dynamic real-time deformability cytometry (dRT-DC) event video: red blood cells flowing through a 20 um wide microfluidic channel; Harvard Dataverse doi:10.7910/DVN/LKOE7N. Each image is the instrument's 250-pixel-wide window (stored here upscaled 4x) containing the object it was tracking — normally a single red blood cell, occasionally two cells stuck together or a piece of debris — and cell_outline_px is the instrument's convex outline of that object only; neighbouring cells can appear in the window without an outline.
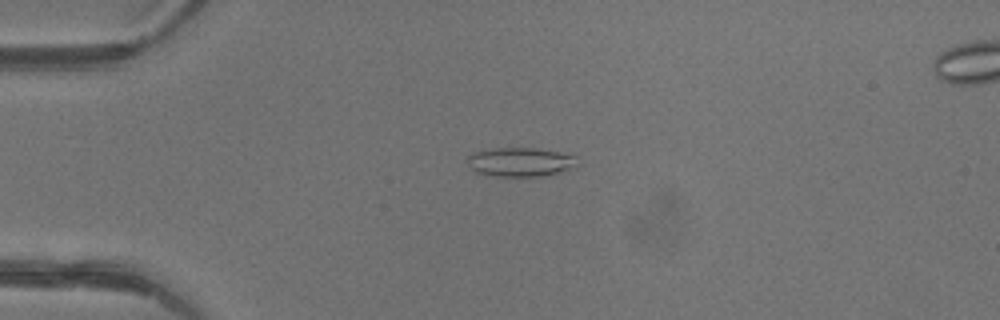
{"species": "common noctule bat (a hibernating species)", "species_latin": "Nyctalus noctula", "temperature_condition": "warm", "stored_images_in_passage": 47, "camera_frame_rate_fps": 3000, "um_per_image_px": 0.085, "animal": {"sex": "female"}, "frame": {"image": 1, "passage_image": 12, "time_ms": 3.667, "image_size_px": [1000, 320], "cell_outline_px": [[580, 164], [572, 168], [560, 172], [540, 176], [496, 176], [476, 172], [468, 164], [468, 156], [472, 152], [496, 148], [536, 148], [576, 156]], "centroid_in_image_um": [44.25, 13.77], "position_along_channel_um": 40.8, "area_um2": 18.5}}
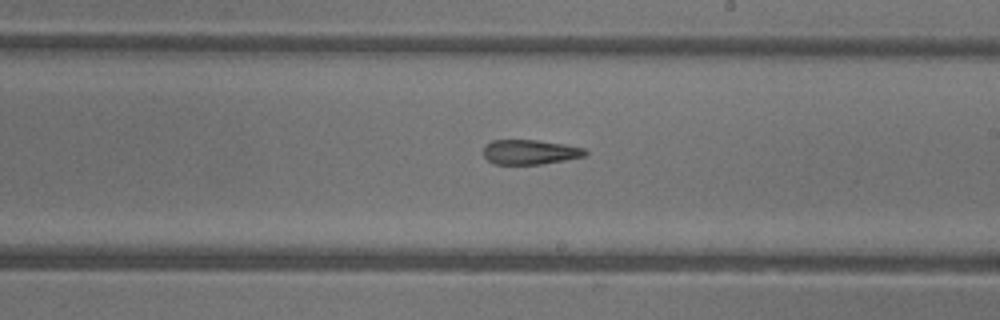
{"frame": {"image": 2, "passage_image": 28, "time_ms": 9.0, "image_size_px": [1000, 320], "cell_outline_px": [[588, 152], [584, 156], [564, 160], [540, 164], [492, 164], [484, 156], [484, 148], [492, 140], [536, 140], [564, 144], [584, 148]], "centroid_in_image_um": [45.04, 12.92], "position_along_channel_um": 244.0, "area_um2": 14.51}}
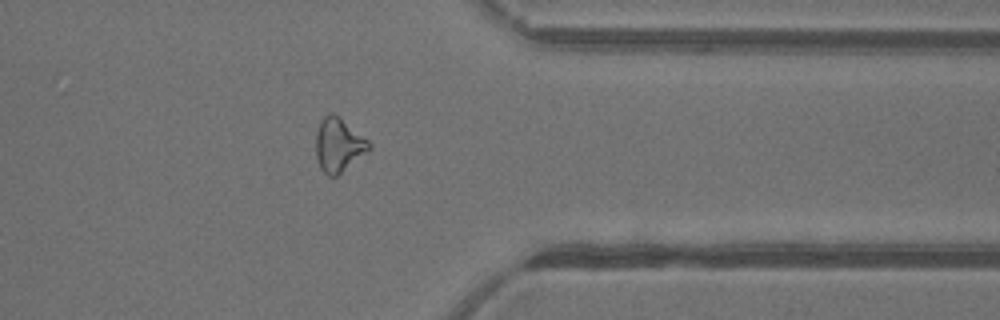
{"frame": {"image": 3, "passage_image": 38, "time_ms": 12.333, "image_size_px": [1000, 320], "cell_outline_px": [[372, 148], [336, 176], [328, 176], [320, 168], [316, 160], [316, 132], [320, 120], [328, 112], [332, 112], [340, 116], [368, 140], [372, 144]], "centroid_in_image_um": [28.76, 12.29], "position_along_channel_um": 382.6, "area_um2": 16.82}, "authors_computed_cell_mechanics": {"area_um2": 16.8198, "velocity_mm_per_s": 4.4156, "shape_relaxation_time_tau1_ms": null, "shape_relaxation_time_tau2_ms": 3.6751, "deformation_change_tau1": null, "deformation_change_tau2": 0.1611}}